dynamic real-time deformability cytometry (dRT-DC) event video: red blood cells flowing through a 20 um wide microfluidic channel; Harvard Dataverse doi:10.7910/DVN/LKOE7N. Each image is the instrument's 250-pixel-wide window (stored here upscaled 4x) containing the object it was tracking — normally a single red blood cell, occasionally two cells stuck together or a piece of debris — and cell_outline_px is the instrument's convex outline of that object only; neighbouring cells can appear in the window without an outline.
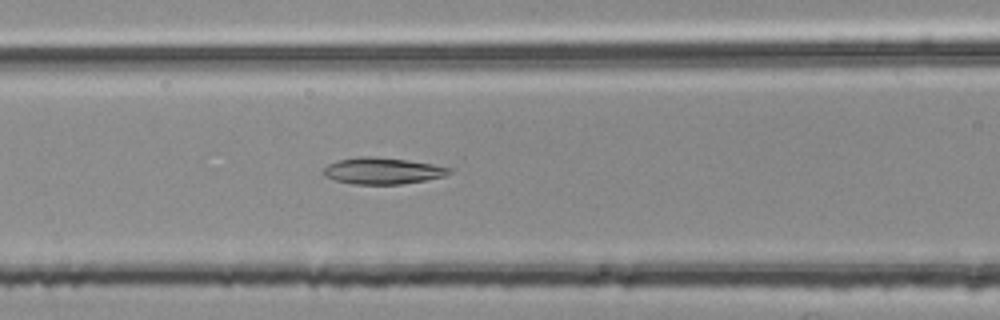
{"species": "common noctule bat (a hibernating species)", "species_latin": "Nyctalus noctula", "temperature_condition": "room temperature", "stored_images_in_passage": 38, "camera_frame_rate_fps": 3000, "um_per_image_px": 0.085, "animal": {"sex": "female", "body_mass_g": 25.1}, "frame": {"image": 1, "passage_image": 7, "time_ms": 2.0, "image_size_px": [1000, 320], "cell_outline_px": [[452, 172], [444, 176], [424, 180], [400, 184], [352, 184], [336, 180], [324, 176], [320, 172], [328, 164], [336, 160], [360, 156], [372, 156], [404, 160], [432, 164], [452, 168]], "centroid_in_image_um": [32.46, 14.52], "position_along_channel_um": 134.1, "area_um2": 19.36}}
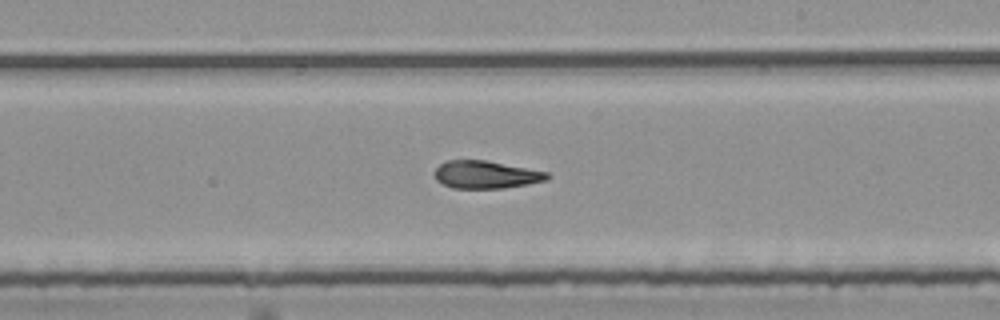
{"frame": {"image": 2, "passage_image": 16, "time_ms": 5.0, "image_size_px": [1000, 320], "cell_outline_px": [[552, 176], [548, 180], [528, 184], [504, 188], [452, 188], [436, 180], [436, 168], [440, 164], [448, 160], [484, 160], [548, 172]], "centroid_in_image_um": [41.34, 14.85], "position_along_channel_um": 247.7, "area_um2": 18.03}}
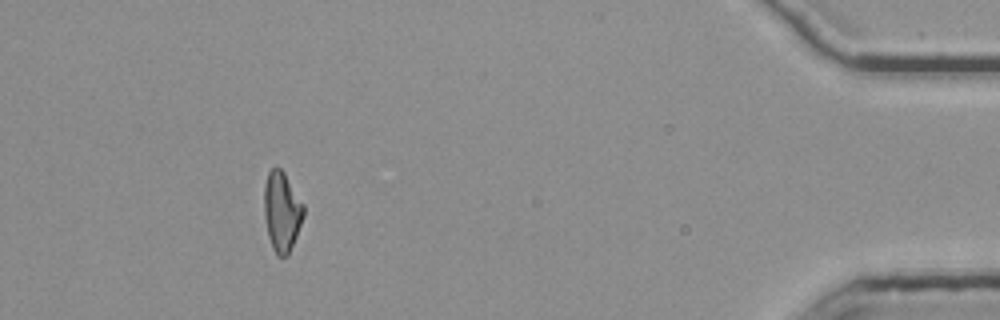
{"frame": {"image": 3, "passage_image": 34, "time_ms": 11.0, "image_size_px": [1000, 320], "cell_outline_px": [[304, 216], [288, 256], [276, 256], [272, 248], [268, 236], [264, 216], [264, 184], [268, 172], [272, 168], [280, 168], [284, 172], [304, 204]], "centroid_in_image_um": [23.95, 17.99], "position_along_channel_um": 411.3, "area_um2": 18.44}, "authors_computed_cell_mechanics": {"area_um2": 18.6116, "velocity_mm_per_s": 3.7955, "shape_relaxation_time_tau1_ms": null, "shape_relaxation_time_tau2_ms": 3.1673, "deformation_change_tau1": null, "deformation_change_tau2": 0.105}}